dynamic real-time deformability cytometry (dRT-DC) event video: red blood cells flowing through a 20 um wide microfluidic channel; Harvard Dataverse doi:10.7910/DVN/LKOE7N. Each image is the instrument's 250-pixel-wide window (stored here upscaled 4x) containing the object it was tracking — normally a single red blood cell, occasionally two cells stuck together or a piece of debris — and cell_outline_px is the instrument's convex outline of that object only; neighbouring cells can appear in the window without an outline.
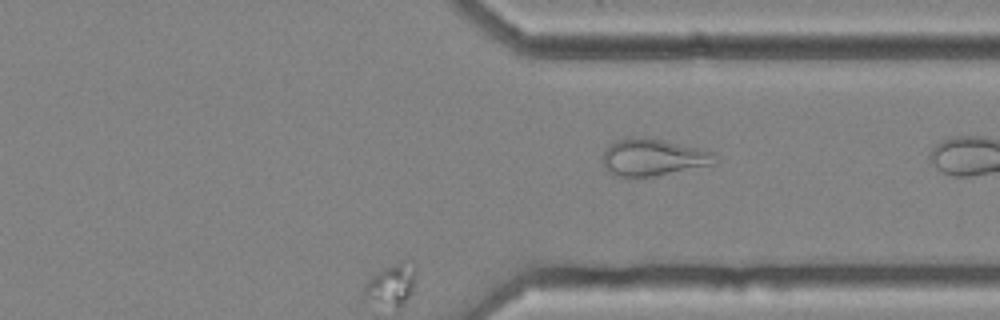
{"species": "common noctule bat (a hibernating species)", "species_latin": "Nyctalus noctula", "temperature_condition": "cold", "stored_images_in_passage": 40, "camera_frame_rate_fps": 3000, "um_per_image_px": 0.085, "animal": {"sex": "female", "body_mass_g": 25.1}, "frame": {"image": 1, "passage_image": 40, "time_ms": 13.0, "image_size_px": [1000, 320], "cell_outline_px": [[712, 164], [652, 176], [616, 176], [600, 160], [604, 152], [616, 140], [660, 140], [700, 148], [712, 152]], "centroid_in_image_um": [55.47, 13.4], "position_along_channel_um": 355.9, "area_um2": 22.6}}